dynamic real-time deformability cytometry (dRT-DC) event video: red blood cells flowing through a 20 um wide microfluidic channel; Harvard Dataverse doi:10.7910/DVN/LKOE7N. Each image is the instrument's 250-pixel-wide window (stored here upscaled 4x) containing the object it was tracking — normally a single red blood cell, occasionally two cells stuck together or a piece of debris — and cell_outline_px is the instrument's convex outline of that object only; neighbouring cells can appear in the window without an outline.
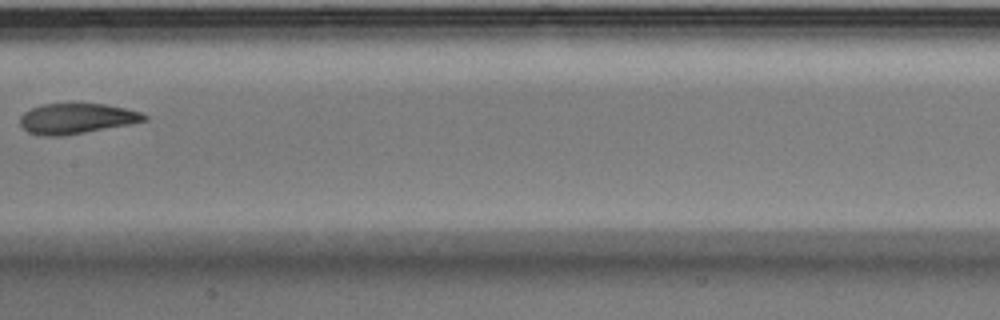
{"species": "Egyptian fruit bat (a non-hibernating species)", "species_latin": "Rousettus aegyptiacus", "temperature_condition": "warm", "stored_images_in_passage": 8, "camera_frame_rate_fps": 3000, "um_per_image_px": 0.085, "animal": {"sex": "male"}, "frame": {"image": 1, "passage_image": 8, "time_ms": 2.333, "image_size_px": [1000, 320], "cell_outline_px": [[148, 120], [128, 124], [84, 132], [60, 136], [44, 136], [28, 132], [20, 124], [20, 116], [24, 112], [32, 108], [44, 104], [104, 104], [124, 108], [140, 112], [148, 116]], "centroid_in_image_um": [6.49, 10.07], "position_along_channel_um": 200.9, "area_um2": 21.62}}